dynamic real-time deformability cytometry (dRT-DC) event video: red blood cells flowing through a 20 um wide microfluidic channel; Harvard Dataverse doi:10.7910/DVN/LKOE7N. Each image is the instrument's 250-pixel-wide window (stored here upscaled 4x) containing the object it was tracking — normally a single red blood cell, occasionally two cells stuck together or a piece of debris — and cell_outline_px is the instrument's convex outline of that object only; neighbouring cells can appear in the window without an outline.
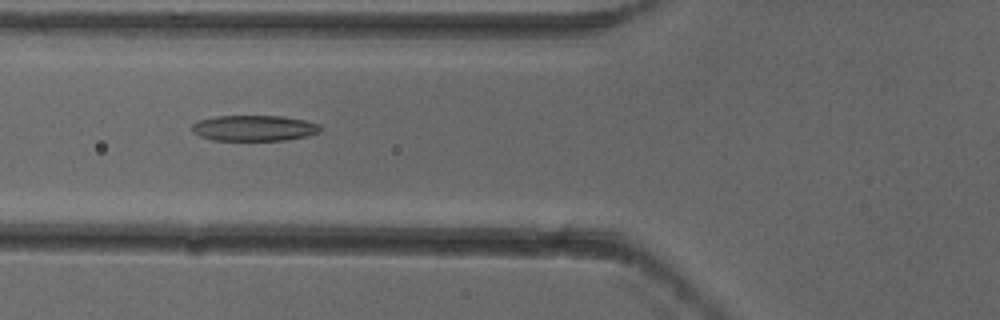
{"species": "common noctule bat (a hibernating species)", "species_latin": "Nyctalus noctula", "temperature_condition": "cold", "stored_images_in_passage": 8, "camera_frame_rate_fps": 3000, "um_per_image_px": 0.085, "animal": {"sex": "female"}, "frame": {"image": 1, "passage_image": 6, "time_ms": 1.667, "image_size_px": [1000, 320], "cell_outline_px": [[324, 128], [320, 132], [304, 136], [284, 140], [212, 140], [200, 136], [192, 132], [192, 124], [200, 120], [216, 116], [284, 116], [304, 120], [320, 124]], "centroid_in_image_um": [21.62, 10.88], "position_along_channel_um": 104.2, "area_um2": 19.25}}
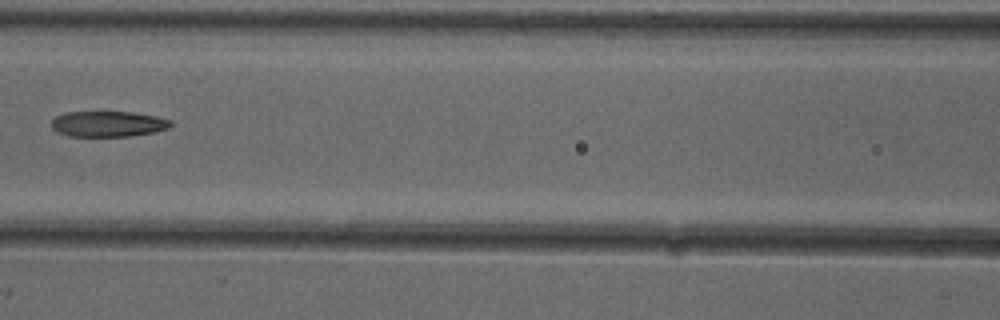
{"frame": {"image": 2, "passage_image": 7, "time_ms": 2.0, "image_size_px": [1000, 320], "cell_outline_px": [[172, 124], [168, 128], [152, 132], [132, 136], [68, 136], [56, 132], [52, 128], [52, 120], [56, 116], [64, 112], [132, 112], [156, 116], [172, 120]], "centroid_in_image_um": [9.17, 10.53], "position_along_channel_um": 157.4, "area_um2": 17.86}}
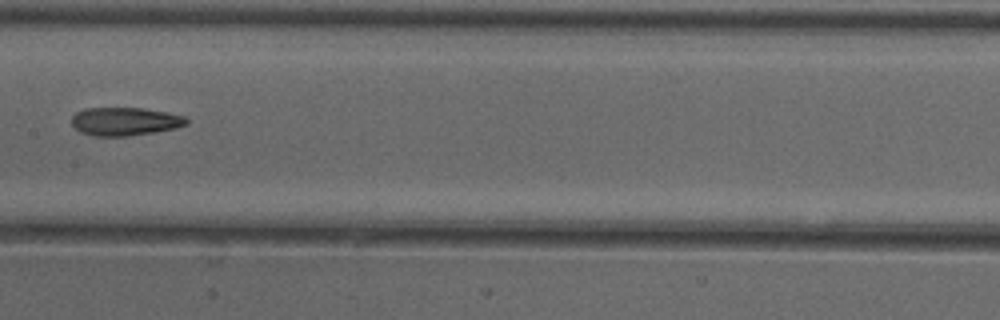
{"frame": {"image": 3, "passage_image": 8, "time_ms": 2.333, "image_size_px": [1000, 320], "cell_outline_px": [[188, 124], [176, 128], [128, 136], [96, 136], [80, 132], [72, 124], [72, 116], [76, 112], [84, 108], [144, 108], [168, 112], [184, 116], [188, 120]], "centroid_in_image_um": [10.62, 10.31], "position_along_channel_um": 196.8, "area_um2": 18.9}}